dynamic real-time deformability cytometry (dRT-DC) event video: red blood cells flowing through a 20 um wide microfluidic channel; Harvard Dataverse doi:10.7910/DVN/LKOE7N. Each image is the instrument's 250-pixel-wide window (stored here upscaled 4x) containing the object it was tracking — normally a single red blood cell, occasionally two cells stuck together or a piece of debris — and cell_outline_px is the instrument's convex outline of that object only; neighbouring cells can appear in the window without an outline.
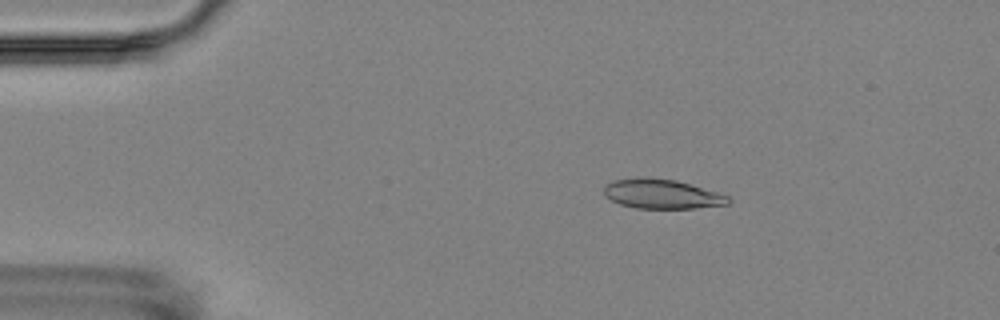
{"species": "Egyptian fruit bat (a non-hibernating species)", "species_latin": "Rousettus aegyptiacus", "temperature_condition": "room temperature", "stored_images_in_passage": 4, "camera_frame_rate_fps": 3000, "um_per_image_px": 0.085, "animal": {"sex": "female"}, "frame": {"image": 1, "passage_image": 2, "time_ms": 1.333, "image_size_px": [1000, 320], "cell_outline_px": [[732, 200], [728, 204], [696, 208], [636, 208], [620, 204], [604, 196], [604, 188], [608, 184], [616, 180], [644, 176], [676, 180], [716, 192], [728, 196]], "centroid_in_image_um": [56.25, 16.49], "position_along_channel_um": 28.7, "area_um2": 21.21}}